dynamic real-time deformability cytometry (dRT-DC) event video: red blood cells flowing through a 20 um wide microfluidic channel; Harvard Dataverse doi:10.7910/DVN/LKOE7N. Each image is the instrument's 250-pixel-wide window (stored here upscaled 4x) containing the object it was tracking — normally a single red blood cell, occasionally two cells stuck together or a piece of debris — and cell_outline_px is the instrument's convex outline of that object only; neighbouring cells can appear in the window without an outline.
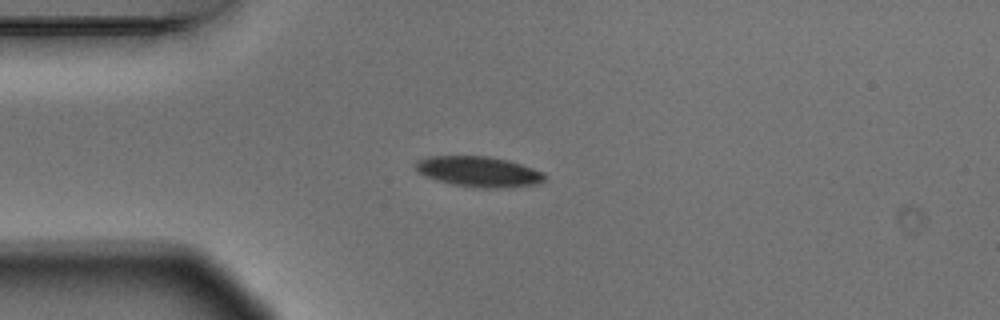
{"species": "Egyptian fruit bat (a non-hibernating species)", "species_latin": "Rousettus aegyptiacus", "temperature_condition": "warm", "stored_images_in_passage": 6, "camera_frame_rate_fps": 3000, "um_per_image_px": 0.085, "animal": {"sex": "male"}, "frame": {"image": 1, "passage_image": 4, "time_ms": 1.0, "image_size_px": [1000, 320], "cell_outline_px": [[544, 180], [540, 184], [496, 188], [476, 188], [452, 184], [436, 180], [416, 172], [416, 160], [428, 156], [488, 156], [508, 160], [544, 172]], "centroid_in_image_um": [40.67, 14.59], "position_along_channel_um": 44.3, "area_um2": 22.95}}
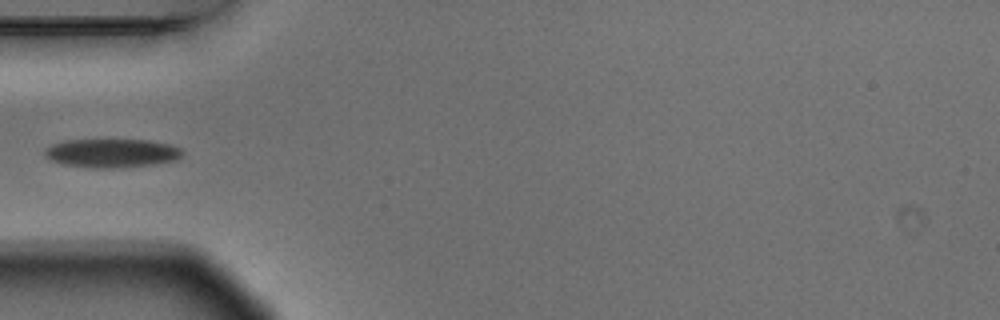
{"frame": {"image": 2, "passage_image": 5, "time_ms": 1.333, "image_size_px": [1000, 320], "cell_outline_px": [[184, 152], [176, 160], [152, 164], [124, 168], [88, 168], [60, 164], [44, 156], [44, 148], [52, 144], [64, 140], [148, 140], [168, 144], [180, 148]], "centroid_in_image_um": [9.45, 13.02], "position_along_channel_um": 75.6, "area_um2": 23.24}}
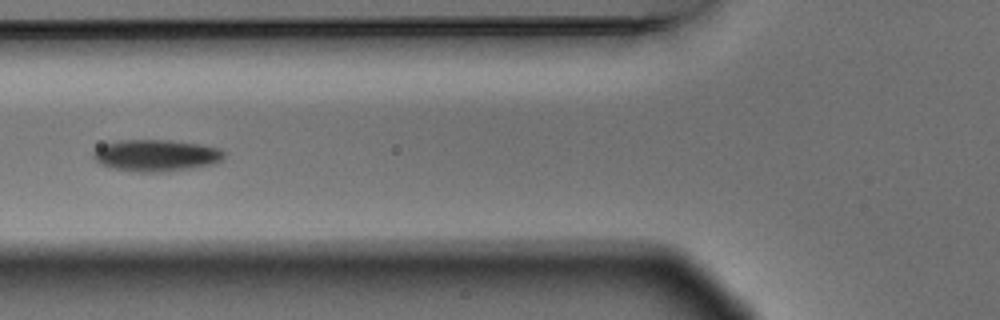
{"frame": {"image": 3, "passage_image": 6, "time_ms": 1.667, "image_size_px": [1000, 320], "cell_outline_px": [[224, 156], [220, 160], [212, 164], [164, 172], [132, 172], [108, 168], [100, 164], [92, 156], [92, 152], [96, 148], [104, 144], [120, 140], [172, 140], [204, 144], [220, 148], [224, 152]], "centroid_in_image_um": [13.23, 13.21], "position_along_channel_um": 112.6, "area_um2": 24.45}}